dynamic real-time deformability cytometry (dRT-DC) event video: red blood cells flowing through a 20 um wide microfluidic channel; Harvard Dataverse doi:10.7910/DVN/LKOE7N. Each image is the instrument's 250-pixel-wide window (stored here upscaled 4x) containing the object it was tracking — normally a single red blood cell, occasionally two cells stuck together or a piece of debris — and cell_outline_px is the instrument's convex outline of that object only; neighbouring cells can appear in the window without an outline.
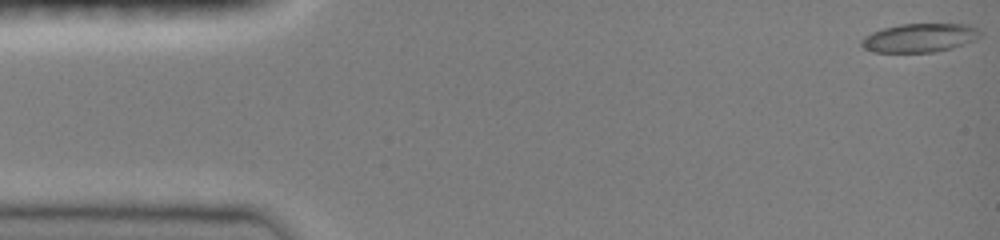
{"species": "common noctule bat (a hibernating species)", "species_latin": "Nyctalus noctula", "temperature_condition": "room temperature", "stored_images_in_passage": 45, "camera_frame_rate_fps": 3000, "um_per_image_px": 0.085, "animal": {"sex": "female", "body_mass_g": 19.0, "forearm_length_mm": 51.5}, "frame": {"image": 1, "passage_image": 1, "time_ms": 0.0, "image_size_px": [1000, 240], "cell_outline_px": [[980, 36], [976, 40], [952, 48], [936, 52], [872, 52], [864, 48], [860, 44], [860, 40], [864, 36], [872, 32], [884, 28], [900, 24], [968, 24], [980, 28]], "centroid_in_image_um": [78.18, 3.21], "position_along_channel_um": 6.8, "area_um2": 20.06}}
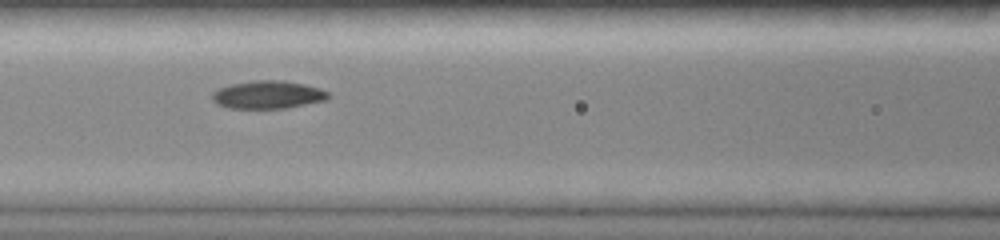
{"frame": {"image": 2, "passage_image": 20, "time_ms": 6.333, "image_size_px": [1000, 240], "cell_outline_px": [[332, 96], [328, 100], [288, 108], [228, 108], [216, 104], [212, 100], [212, 92], [220, 88], [232, 84], [252, 80], [284, 80], [304, 84], [320, 88], [328, 92]], "centroid_in_image_um": [22.81, 8.05], "position_along_channel_um": 143.8, "area_um2": 19.13}}
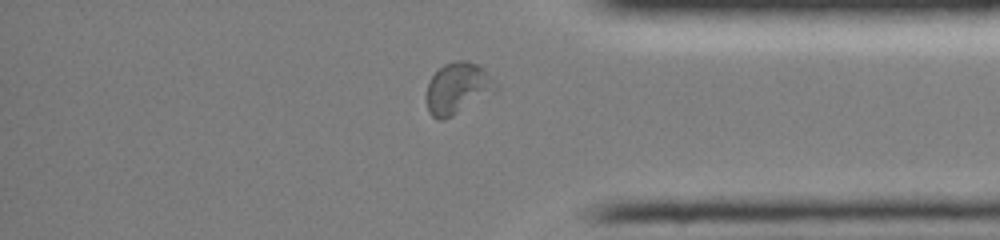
{"frame": {"image": 3, "passage_image": 39, "time_ms": 12.667, "image_size_px": [1000, 240], "cell_outline_px": [[496, 92], [452, 116], [444, 120], [436, 120], [428, 112], [428, 80], [444, 64], [456, 60], [468, 60], [484, 68], [492, 80], [496, 88]], "centroid_in_image_um": [38.89, 7.51], "position_along_channel_um": 396.3, "area_um2": 20.52}, "authors_computed_cell_mechanics": {"area_um2": 19.1896, "velocity_mm_per_s": 4.0488, "shape_relaxation_time_tau1_ms": 4.8249, "shape_relaxation_time_tau2_ms": 6.8721, "deformation_change_tau1": 0.1239, "deformation_change_tau2": 0.0986}}